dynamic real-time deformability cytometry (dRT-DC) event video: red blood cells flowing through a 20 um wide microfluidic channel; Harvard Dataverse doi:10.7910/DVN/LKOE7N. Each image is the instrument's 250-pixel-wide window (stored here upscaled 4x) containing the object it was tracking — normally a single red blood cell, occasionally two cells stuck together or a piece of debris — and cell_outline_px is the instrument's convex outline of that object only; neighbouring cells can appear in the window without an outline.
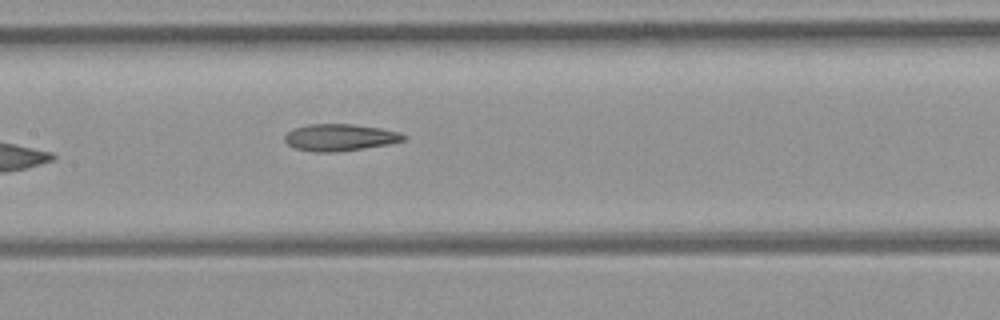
{"species": "common noctule bat (a hibernating species)", "species_latin": "Nyctalus noctula", "temperature_condition": "room temperature", "stored_images_in_passage": 6, "camera_frame_rate_fps": 3000, "um_per_image_px": 0.085, "animal": {"sex": "female", "body_mass_g": 21.9}, "frame": {"image": 1, "passage_image": 6, "time_ms": 6.667, "image_size_px": [1000, 320], "cell_outline_px": [[408, 136], [404, 140], [388, 144], [364, 148], [336, 152], [312, 152], [296, 148], [288, 144], [284, 140], [284, 136], [292, 128], [308, 124], [352, 124], [380, 128], [400, 132]], "centroid_in_image_um": [28.88, 11.68], "position_along_channel_um": 178.5, "area_um2": 18.67}}